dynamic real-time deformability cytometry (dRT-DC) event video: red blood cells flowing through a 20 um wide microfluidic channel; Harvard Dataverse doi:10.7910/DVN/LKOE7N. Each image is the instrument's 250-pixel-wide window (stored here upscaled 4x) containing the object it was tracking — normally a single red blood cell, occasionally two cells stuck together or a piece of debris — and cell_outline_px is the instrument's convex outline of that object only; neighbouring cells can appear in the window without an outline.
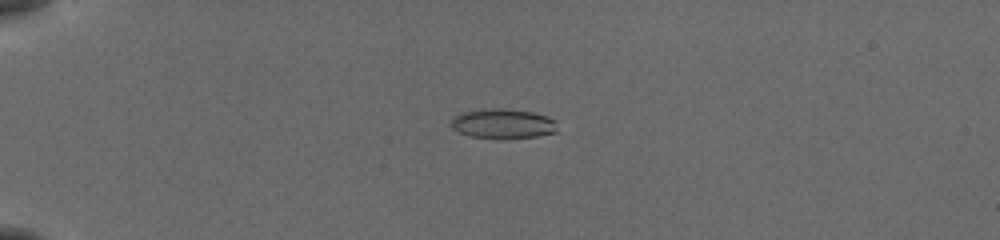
{"species": "common noctule bat (a hibernating species)", "species_latin": "Nyctalus noctula", "temperature_condition": "cold", "stored_images_in_passage": 56, "camera_frame_rate_fps": 3000, "um_per_image_px": 0.085, "animal": {"sex": "female", "body_mass_g": 19.5, "forearm_length_mm": 54.1}, "frame": {"image": 1, "passage_image": 16, "time_ms": 5.0, "image_size_px": [1000, 240], "cell_outline_px": [[556, 132], [540, 136], [472, 136], [460, 132], [452, 128], [452, 120], [456, 116], [464, 112], [484, 108], [504, 108], [532, 112], [548, 116], [556, 120]], "centroid_in_image_um": [42.8, 10.46], "position_along_channel_um": 42.2, "area_um2": 17.69}}
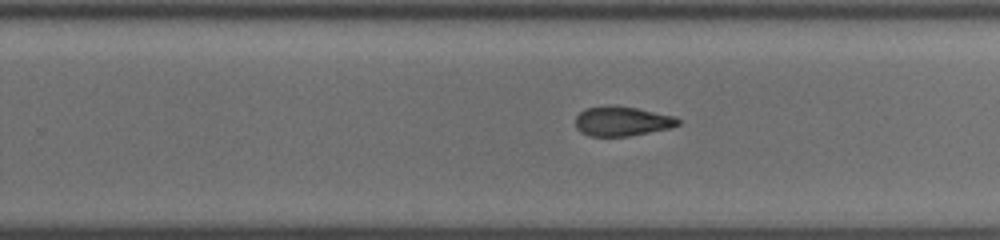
{"frame": {"image": 2, "passage_image": 38, "time_ms": 12.333, "image_size_px": [1000, 240], "cell_outline_px": [[680, 124], [668, 128], [628, 136], [588, 136], [580, 132], [576, 128], [576, 116], [584, 108], [636, 108], [672, 116], [680, 120]], "centroid_in_image_um": [52.84, 10.35], "position_along_channel_um": 277.0, "area_um2": 16.88}}
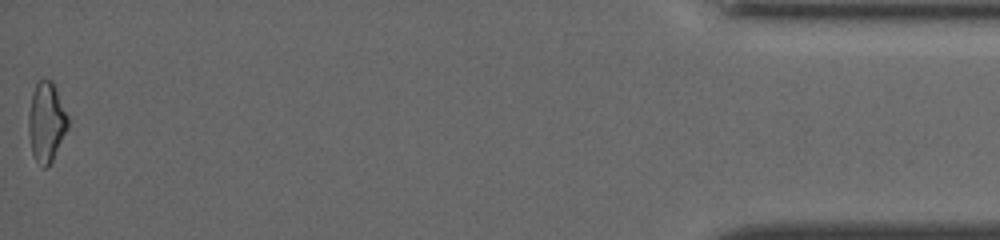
{"frame": {"image": 3, "passage_image": 56, "time_ms": 18.333, "image_size_px": [1000, 240], "cell_outline_px": [[68, 128], [52, 160], [44, 168], [36, 160], [32, 152], [28, 132], [28, 116], [32, 92], [36, 84], [40, 80], [52, 80], [68, 116]], "centroid_in_image_um": [3.93, 10.36], "position_along_channel_um": 431.3, "area_um2": 18.03}, "authors_computed_cell_mechanics": {"area_um2": 18.496, "velocity_mm_per_s": 3.8767, "shape_relaxation_time_tau1_ms": null, "shape_relaxation_time_tau2_ms": 2.2494, "deformation_change_tau1": null, "deformation_change_tau2": 0.0965}}